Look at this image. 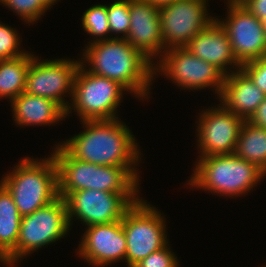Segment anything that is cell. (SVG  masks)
Instances as JSON below:
<instances>
[{"label": "cell", "instance_id": "14", "mask_svg": "<svg viewBox=\"0 0 266 267\" xmlns=\"http://www.w3.org/2000/svg\"><path fill=\"white\" fill-rule=\"evenodd\" d=\"M228 16L219 23L226 30L232 51L242 65L266 54L264 24L244 6H227Z\"/></svg>", "mask_w": 266, "mask_h": 267}, {"label": "cell", "instance_id": "26", "mask_svg": "<svg viewBox=\"0 0 266 267\" xmlns=\"http://www.w3.org/2000/svg\"><path fill=\"white\" fill-rule=\"evenodd\" d=\"M19 38L15 28L0 23V60L17 58L27 53L20 49Z\"/></svg>", "mask_w": 266, "mask_h": 267}, {"label": "cell", "instance_id": "9", "mask_svg": "<svg viewBox=\"0 0 266 267\" xmlns=\"http://www.w3.org/2000/svg\"><path fill=\"white\" fill-rule=\"evenodd\" d=\"M69 228L67 204L60 196L32 214L23 216L16 245V264L33 251L63 238L71 230Z\"/></svg>", "mask_w": 266, "mask_h": 267}, {"label": "cell", "instance_id": "28", "mask_svg": "<svg viewBox=\"0 0 266 267\" xmlns=\"http://www.w3.org/2000/svg\"><path fill=\"white\" fill-rule=\"evenodd\" d=\"M241 69L266 94V54L259 59L242 64Z\"/></svg>", "mask_w": 266, "mask_h": 267}, {"label": "cell", "instance_id": "2", "mask_svg": "<svg viewBox=\"0 0 266 267\" xmlns=\"http://www.w3.org/2000/svg\"><path fill=\"white\" fill-rule=\"evenodd\" d=\"M83 51L80 62L89 63L87 71L119 82L142 100L149 97L154 64L126 39L89 42Z\"/></svg>", "mask_w": 266, "mask_h": 267}, {"label": "cell", "instance_id": "6", "mask_svg": "<svg viewBox=\"0 0 266 267\" xmlns=\"http://www.w3.org/2000/svg\"><path fill=\"white\" fill-rule=\"evenodd\" d=\"M86 64L77 68L73 82V96L66 117L74 110L81 121L117 119L123 91L119 82L86 70Z\"/></svg>", "mask_w": 266, "mask_h": 267}, {"label": "cell", "instance_id": "22", "mask_svg": "<svg viewBox=\"0 0 266 267\" xmlns=\"http://www.w3.org/2000/svg\"><path fill=\"white\" fill-rule=\"evenodd\" d=\"M32 54H26L8 60H0V98H9L11 102L26 88V75Z\"/></svg>", "mask_w": 266, "mask_h": 267}, {"label": "cell", "instance_id": "33", "mask_svg": "<svg viewBox=\"0 0 266 267\" xmlns=\"http://www.w3.org/2000/svg\"><path fill=\"white\" fill-rule=\"evenodd\" d=\"M48 10L52 8V5L57 2V0H39ZM59 1V0H58Z\"/></svg>", "mask_w": 266, "mask_h": 267}, {"label": "cell", "instance_id": "12", "mask_svg": "<svg viewBox=\"0 0 266 267\" xmlns=\"http://www.w3.org/2000/svg\"><path fill=\"white\" fill-rule=\"evenodd\" d=\"M80 64V60L70 58L40 61L33 54L26 75L25 92L52 99L66 111L70 103L62 96L69 93L72 99L74 77Z\"/></svg>", "mask_w": 266, "mask_h": 267}, {"label": "cell", "instance_id": "8", "mask_svg": "<svg viewBox=\"0 0 266 267\" xmlns=\"http://www.w3.org/2000/svg\"><path fill=\"white\" fill-rule=\"evenodd\" d=\"M161 57L153 65L154 77L156 72H163V75L170 77L169 80L184 90L212 87L219 98L226 75L215 65L196 57L186 47L166 49Z\"/></svg>", "mask_w": 266, "mask_h": 267}, {"label": "cell", "instance_id": "31", "mask_svg": "<svg viewBox=\"0 0 266 267\" xmlns=\"http://www.w3.org/2000/svg\"><path fill=\"white\" fill-rule=\"evenodd\" d=\"M144 1L151 3L152 5H155L159 9L161 7L172 4L177 0H144Z\"/></svg>", "mask_w": 266, "mask_h": 267}, {"label": "cell", "instance_id": "16", "mask_svg": "<svg viewBox=\"0 0 266 267\" xmlns=\"http://www.w3.org/2000/svg\"><path fill=\"white\" fill-rule=\"evenodd\" d=\"M129 11L130 29L126 40L154 64V57L166 50L159 9L144 0H129Z\"/></svg>", "mask_w": 266, "mask_h": 267}, {"label": "cell", "instance_id": "19", "mask_svg": "<svg viewBox=\"0 0 266 267\" xmlns=\"http://www.w3.org/2000/svg\"><path fill=\"white\" fill-rule=\"evenodd\" d=\"M15 124L25 126L51 125L66 118V111L52 99L22 92L11 101Z\"/></svg>", "mask_w": 266, "mask_h": 267}, {"label": "cell", "instance_id": "3", "mask_svg": "<svg viewBox=\"0 0 266 267\" xmlns=\"http://www.w3.org/2000/svg\"><path fill=\"white\" fill-rule=\"evenodd\" d=\"M52 156L58 170V195L64 199L72 192L98 190L111 193H139L137 168L100 166L73 158L60 144Z\"/></svg>", "mask_w": 266, "mask_h": 267}, {"label": "cell", "instance_id": "32", "mask_svg": "<svg viewBox=\"0 0 266 267\" xmlns=\"http://www.w3.org/2000/svg\"><path fill=\"white\" fill-rule=\"evenodd\" d=\"M249 0H228L227 4L228 6H243L245 5Z\"/></svg>", "mask_w": 266, "mask_h": 267}, {"label": "cell", "instance_id": "24", "mask_svg": "<svg viewBox=\"0 0 266 267\" xmlns=\"http://www.w3.org/2000/svg\"><path fill=\"white\" fill-rule=\"evenodd\" d=\"M108 23L110 27V33L119 34L121 37L116 38L126 39L130 29V11L129 0H117L107 5Z\"/></svg>", "mask_w": 266, "mask_h": 267}, {"label": "cell", "instance_id": "7", "mask_svg": "<svg viewBox=\"0 0 266 267\" xmlns=\"http://www.w3.org/2000/svg\"><path fill=\"white\" fill-rule=\"evenodd\" d=\"M145 200L134 203L122 221L126 236L125 262L134 267L152 252L168 244L165 217Z\"/></svg>", "mask_w": 266, "mask_h": 267}, {"label": "cell", "instance_id": "11", "mask_svg": "<svg viewBox=\"0 0 266 267\" xmlns=\"http://www.w3.org/2000/svg\"><path fill=\"white\" fill-rule=\"evenodd\" d=\"M208 0H177L159 8L163 45L165 49L185 47L216 17H208Z\"/></svg>", "mask_w": 266, "mask_h": 267}, {"label": "cell", "instance_id": "27", "mask_svg": "<svg viewBox=\"0 0 266 267\" xmlns=\"http://www.w3.org/2000/svg\"><path fill=\"white\" fill-rule=\"evenodd\" d=\"M165 245L158 251L152 252L134 267H178L177 256Z\"/></svg>", "mask_w": 266, "mask_h": 267}, {"label": "cell", "instance_id": "20", "mask_svg": "<svg viewBox=\"0 0 266 267\" xmlns=\"http://www.w3.org/2000/svg\"><path fill=\"white\" fill-rule=\"evenodd\" d=\"M21 219L11 193L0 182V263L8 267H14L16 263Z\"/></svg>", "mask_w": 266, "mask_h": 267}, {"label": "cell", "instance_id": "10", "mask_svg": "<svg viewBox=\"0 0 266 267\" xmlns=\"http://www.w3.org/2000/svg\"><path fill=\"white\" fill-rule=\"evenodd\" d=\"M138 193H111L93 189L70 193L66 198L70 226L73 217L85 226L108 224L123 219L125 212L140 199Z\"/></svg>", "mask_w": 266, "mask_h": 267}, {"label": "cell", "instance_id": "30", "mask_svg": "<svg viewBox=\"0 0 266 267\" xmlns=\"http://www.w3.org/2000/svg\"><path fill=\"white\" fill-rule=\"evenodd\" d=\"M248 121L257 127L266 129V96Z\"/></svg>", "mask_w": 266, "mask_h": 267}, {"label": "cell", "instance_id": "4", "mask_svg": "<svg viewBox=\"0 0 266 267\" xmlns=\"http://www.w3.org/2000/svg\"><path fill=\"white\" fill-rule=\"evenodd\" d=\"M38 160L24 157L0 181L11 193L22 217L59 197L58 170L54 157L51 154L49 158Z\"/></svg>", "mask_w": 266, "mask_h": 267}, {"label": "cell", "instance_id": "18", "mask_svg": "<svg viewBox=\"0 0 266 267\" xmlns=\"http://www.w3.org/2000/svg\"><path fill=\"white\" fill-rule=\"evenodd\" d=\"M266 94L242 70L225 76L219 100L221 104L243 120H249Z\"/></svg>", "mask_w": 266, "mask_h": 267}, {"label": "cell", "instance_id": "5", "mask_svg": "<svg viewBox=\"0 0 266 267\" xmlns=\"http://www.w3.org/2000/svg\"><path fill=\"white\" fill-rule=\"evenodd\" d=\"M187 185L214 194L238 197L261 182L266 173L235 153L199 157Z\"/></svg>", "mask_w": 266, "mask_h": 267}, {"label": "cell", "instance_id": "21", "mask_svg": "<svg viewBox=\"0 0 266 267\" xmlns=\"http://www.w3.org/2000/svg\"><path fill=\"white\" fill-rule=\"evenodd\" d=\"M235 154L256 164L266 173V129L244 120L239 131Z\"/></svg>", "mask_w": 266, "mask_h": 267}, {"label": "cell", "instance_id": "23", "mask_svg": "<svg viewBox=\"0 0 266 267\" xmlns=\"http://www.w3.org/2000/svg\"><path fill=\"white\" fill-rule=\"evenodd\" d=\"M81 21L84 31L90 34V36H94L91 42L116 38L113 36L108 37L110 34V27L106 4H96L88 8L83 13Z\"/></svg>", "mask_w": 266, "mask_h": 267}, {"label": "cell", "instance_id": "1", "mask_svg": "<svg viewBox=\"0 0 266 267\" xmlns=\"http://www.w3.org/2000/svg\"><path fill=\"white\" fill-rule=\"evenodd\" d=\"M81 122L86 129L60 143L73 158L100 166L123 168H134L141 161L135 137L118 118Z\"/></svg>", "mask_w": 266, "mask_h": 267}, {"label": "cell", "instance_id": "34", "mask_svg": "<svg viewBox=\"0 0 266 267\" xmlns=\"http://www.w3.org/2000/svg\"><path fill=\"white\" fill-rule=\"evenodd\" d=\"M264 24L265 40H266V22Z\"/></svg>", "mask_w": 266, "mask_h": 267}, {"label": "cell", "instance_id": "13", "mask_svg": "<svg viewBox=\"0 0 266 267\" xmlns=\"http://www.w3.org/2000/svg\"><path fill=\"white\" fill-rule=\"evenodd\" d=\"M204 111V112H203ZM197 123L200 157L235 153L239 131L244 120L221 103L202 110Z\"/></svg>", "mask_w": 266, "mask_h": 267}, {"label": "cell", "instance_id": "15", "mask_svg": "<svg viewBox=\"0 0 266 267\" xmlns=\"http://www.w3.org/2000/svg\"><path fill=\"white\" fill-rule=\"evenodd\" d=\"M78 248L79 257L97 267L125 260L126 236L122 221L86 227Z\"/></svg>", "mask_w": 266, "mask_h": 267}, {"label": "cell", "instance_id": "17", "mask_svg": "<svg viewBox=\"0 0 266 267\" xmlns=\"http://www.w3.org/2000/svg\"><path fill=\"white\" fill-rule=\"evenodd\" d=\"M185 47L196 57L215 65L225 75L233 72L232 67L235 71L241 69V64L232 51L228 34L216 18ZM227 65L232 67L229 69Z\"/></svg>", "mask_w": 266, "mask_h": 267}, {"label": "cell", "instance_id": "29", "mask_svg": "<svg viewBox=\"0 0 266 267\" xmlns=\"http://www.w3.org/2000/svg\"><path fill=\"white\" fill-rule=\"evenodd\" d=\"M243 6L262 23L266 22V0H249Z\"/></svg>", "mask_w": 266, "mask_h": 267}, {"label": "cell", "instance_id": "25", "mask_svg": "<svg viewBox=\"0 0 266 267\" xmlns=\"http://www.w3.org/2000/svg\"><path fill=\"white\" fill-rule=\"evenodd\" d=\"M0 3L19 15L27 24L37 22L48 10L39 0H0Z\"/></svg>", "mask_w": 266, "mask_h": 267}]
</instances>
